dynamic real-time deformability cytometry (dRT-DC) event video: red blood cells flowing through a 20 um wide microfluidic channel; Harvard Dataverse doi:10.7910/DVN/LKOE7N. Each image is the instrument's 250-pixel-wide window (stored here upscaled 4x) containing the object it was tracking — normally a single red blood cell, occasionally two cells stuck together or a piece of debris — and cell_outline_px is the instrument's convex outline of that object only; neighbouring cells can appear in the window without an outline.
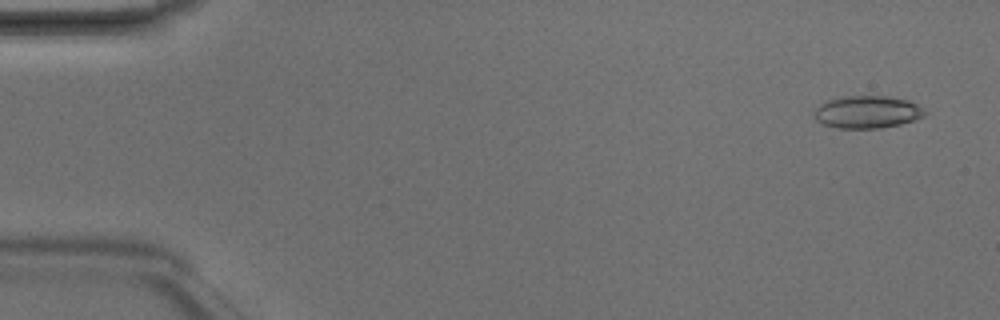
{"species": "Egyptian fruit bat (a non-hibernating species)", "species_latin": "Rousettus aegyptiacus", "temperature_condition": "room temperature", "stored_images_in_passage": 4, "camera_frame_rate_fps": 3000, "um_per_image_px": 0.085, "animal": {"sex": "male"}, "frame": {"image": 1, "passage_image": 1, "time_ms": 0.0, "image_size_px": [1000, 320], "cell_outline_px": [[928, 112], [924, 116], [900, 124], [880, 128], [836, 128], [820, 124], [812, 116], [816, 108], [824, 100], [844, 96], [888, 96], [908, 100], [916, 104]], "centroid_in_image_um": [73.66, 9.52], "position_along_channel_um": 11.3, "area_um2": 21.15}}
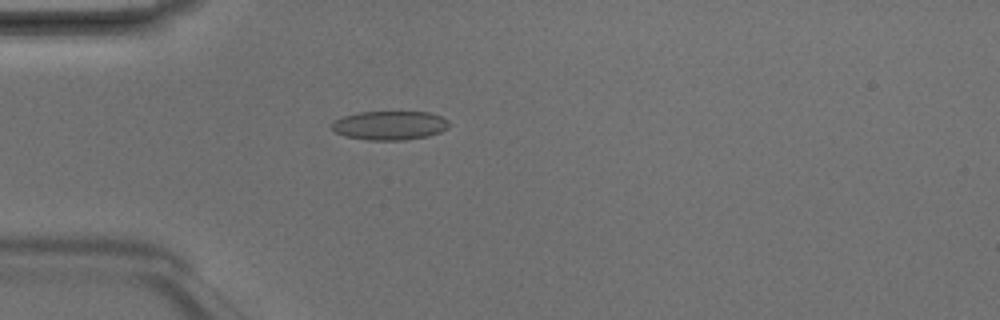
{"frame": {"image": 2, "passage_image": 4, "time_ms": 1.0, "image_size_px": [1000, 320], "cell_outline_px": [[452, 124], [448, 128], [440, 132], [428, 136], [404, 140], [368, 140], [344, 136], [336, 132], [332, 128], [332, 124], [336, 120], [344, 116], [356, 112], [428, 112], [440, 116], [448, 120]], "centroid_in_image_um": [33.16, 10.66], "position_along_channel_um": 51.8, "area_um2": 19.83}}